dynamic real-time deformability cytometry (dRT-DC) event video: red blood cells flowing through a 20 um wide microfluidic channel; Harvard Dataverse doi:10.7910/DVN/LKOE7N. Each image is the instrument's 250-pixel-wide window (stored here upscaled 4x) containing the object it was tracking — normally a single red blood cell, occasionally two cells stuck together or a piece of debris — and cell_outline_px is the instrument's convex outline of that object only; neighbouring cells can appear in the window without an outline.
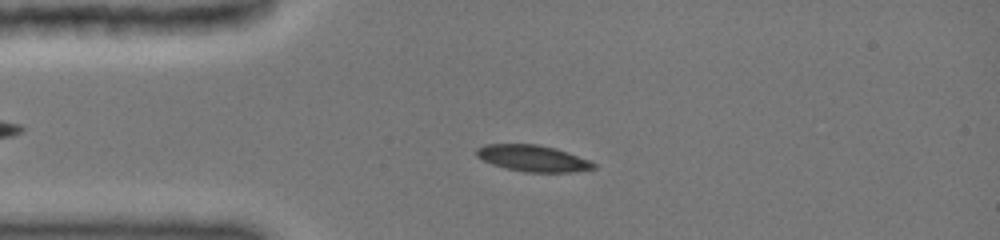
{"species": "common noctule bat (a hibernating species)", "species_latin": "Nyctalus noctula", "temperature_condition": "cold", "stored_images_in_passage": 75, "camera_frame_rate_fps": 3000, "um_per_image_px": 0.085, "animal": {"sex": "female", "body_mass_g": 19.0, "forearm_length_mm": 51.5}, "frame": {"image": 1, "passage_image": 21, "time_ms": 3.333, "image_size_px": [1000, 240], "cell_outline_px": [[596, 168], [572, 172], [524, 172], [492, 164], [476, 156], [476, 148], [484, 144], [536, 144], [556, 148], [568, 152], [588, 160], [596, 164]], "centroid_in_image_um": [45.28, 13.45], "position_along_channel_um": 39.7, "area_um2": 17.92}}
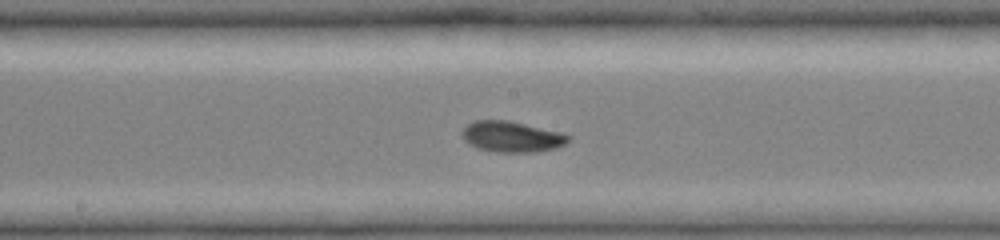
{"frame": {"image": 2, "passage_image": 51, "time_ms": 8.0, "image_size_px": [1000, 240], "cell_outline_px": [[572, 140], [556, 148], [536, 152], [496, 152], [476, 148], [468, 144], [464, 140], [460, 132], [468, 124], [476, 120], [508, 120], [560, 132], [572, 136]], "centroid_in_image_um": [43.5, 11.62], "position_along_channel_um": 204.7, "area_um2": 19.25}}
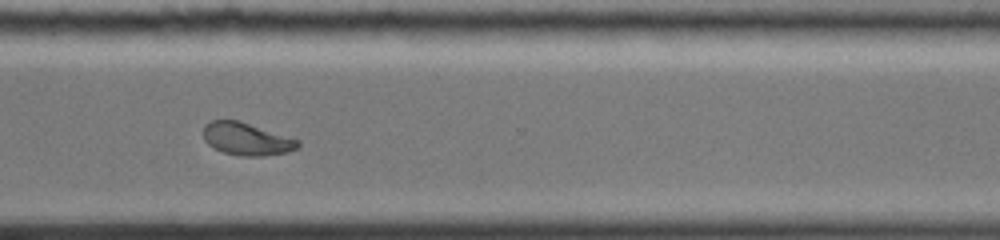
{"frame": {"image": 3, "passage_image": 74, "time_ms": 11.667, "image_size_px": [1000, 240], "cell_outline_px": [[300, 144], [296, 148], [288, 152], [264, 156], [240, 156], [224, 152], [208, 144], [204, 140], [204, 124], [212, 120], [236, 120], [300, 140]], "centroid_in_image_um": [20.96, 11.82], "position_along_channel_um": 349.6, "area_um2": 17.69}}